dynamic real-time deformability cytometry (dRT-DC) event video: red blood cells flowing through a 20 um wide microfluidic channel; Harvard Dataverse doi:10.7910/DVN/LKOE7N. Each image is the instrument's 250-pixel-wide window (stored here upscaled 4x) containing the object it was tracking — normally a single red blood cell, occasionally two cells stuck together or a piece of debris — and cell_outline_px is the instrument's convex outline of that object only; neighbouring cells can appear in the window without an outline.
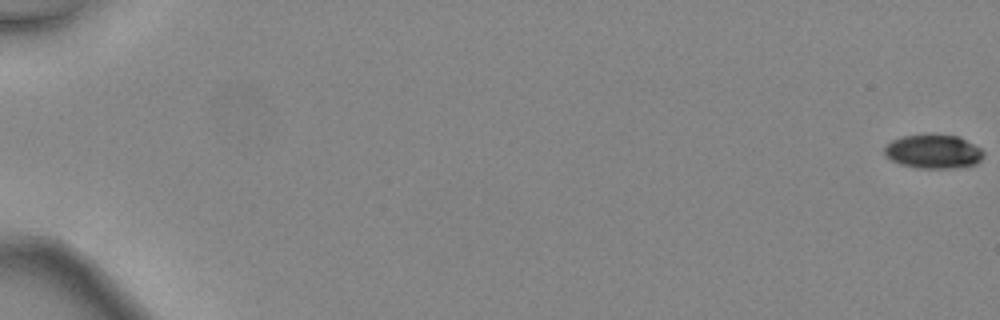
{"species": "common noctule bat (a hibernating species)", "species_latin": "Nyctalus noctula", "temperature_condition": "warm", "stored_images_in_passage": 17, "camera_frame_rate_fps": 3000, "um_per_image_px": 0.085, "animal": {"sex": "female", "body_mass_g": 24.6, "forearm_length_mm": 56.2}, "frame": {"image": 1, "passage_image": 1, "time_ms": 0.0, "image_size_px": [1000, 320], "cell_outline_px": [[984, 156], [976, 164], [956, 168], [916, 168], [900, 164], [884, 156], [884, 148], [892, 140], [904, 136], [960, 136], [980, 148], [984, 152]], "centroid_in_image_um": [79.34, 12.91], "position_along_channel_um": 5.7, "area_um2": 19.31}}
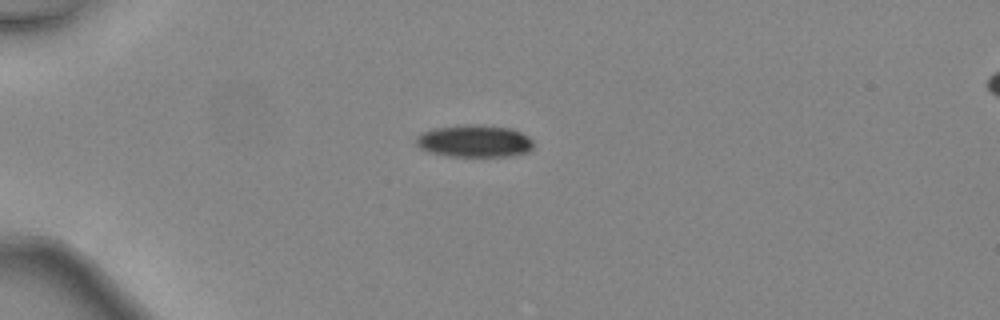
{"frame": {"image": 2, "passage_image": 15, "time_ms": 4.667, "image_size_px": [1000, 320], "cell_outline_px": [[532, 148], [528, 152], [512, 156], [448, 156], [428, 152], [420, 148], [416, 144], [416, 136], [420, 132], [432, 128], [464, 124], [480, 124], [508, 128], [520, 132], [528, 136], [532, 140]], "centroid_in_image_um": [40.28, 11.98], "position_along_channel_um": 44.7, "area_um2": 22.31}}